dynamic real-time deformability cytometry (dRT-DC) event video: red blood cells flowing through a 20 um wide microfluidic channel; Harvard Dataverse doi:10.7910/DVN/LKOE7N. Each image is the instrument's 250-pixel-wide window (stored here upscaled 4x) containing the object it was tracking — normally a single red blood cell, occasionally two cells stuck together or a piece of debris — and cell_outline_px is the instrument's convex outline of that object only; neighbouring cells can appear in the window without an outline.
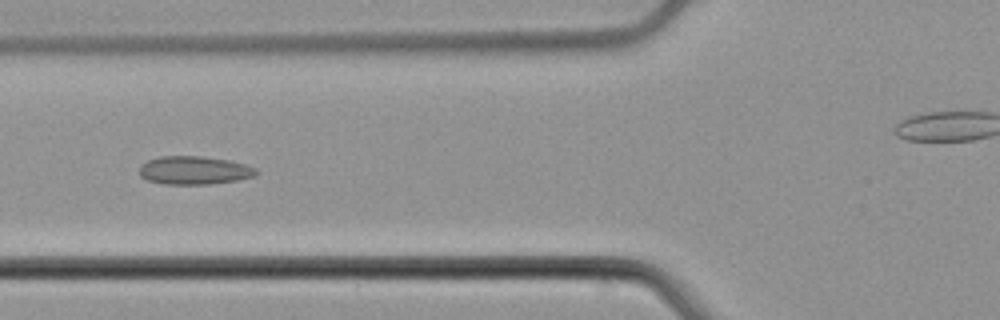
{"species": "common noctule bat (a hibernating species)", "species_latin": "Nyctalus noctula", "temperature_condition": "cold", "stored_images_in_passage": 9, "camera_frame_rate_fps": 3000, "um_per_image_px": 0.085, "animal": {"sex": "male", "body_mass_g": 21.5, "forearm_length_mm": 52.0}, "frame": {"image": 1, "passage_image": 6, "time_ms": 7.333, "image_size_px": [1000, 320], "cell_outline_px": [[260, 172], [256, 176], [236, 180], [208, 184], [164, 184], [148, 180], [140, 176], [140, 164], [148, 160], [160, 156], [200, 156], [228, 160], [244, 164], [256, 168]], "centroid_in_image_um": [16.51, 14.47], "position_along_channel_um": 109.3, "area_um2": 19.25}}
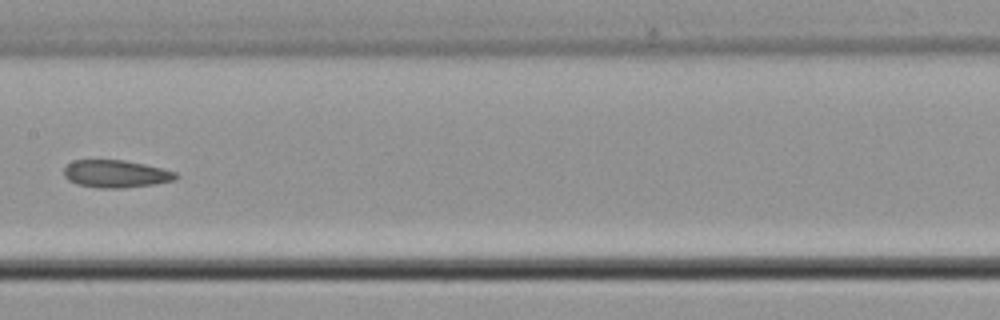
{"frame": {"image": 2, "passage_image": 8, "time_ms": 9.667, "image_size_px": [1000, 320], "cell_outline_px": [[180, 176], [176, 180], [156, 184], [124, 188], [100, 188], [76, 184], [68, 180], [64, 176], [64, 168], [72, 160], [124, 160], [144, 164], [176, 172]], "centroid_in_image_um": [9.86, 14.78], "position_along_channel_um": 197.5, "area_um2": 18.09}}
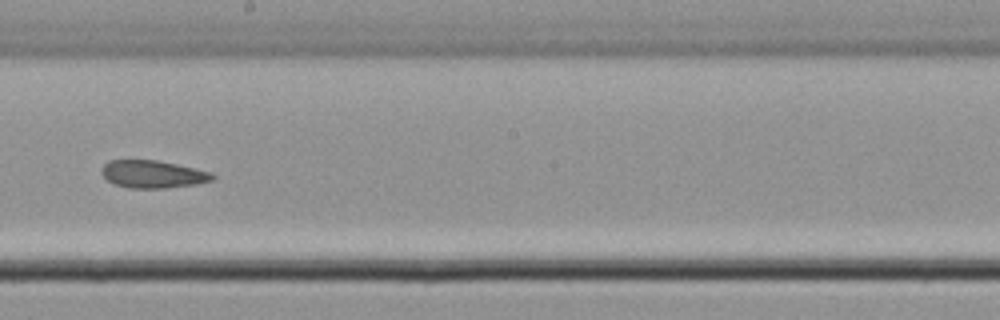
{"frame": {"image": 3, "passage_image": 9, "time_ms": 10.667, "image_size_px": [1000, 320], "cell_outline_px": [[216, 176], [212, 180], [196, 184], [164, 188], [128, 188], [116, 184], [108, 180], [100, 172], [100, 168], [108, 160], [156, 160], [176, 164], [212, 172]], "centroid_in_image_um": [12.98, 14.8], "position_along_channel_um": 235.2, "area_um2": 17.8}}